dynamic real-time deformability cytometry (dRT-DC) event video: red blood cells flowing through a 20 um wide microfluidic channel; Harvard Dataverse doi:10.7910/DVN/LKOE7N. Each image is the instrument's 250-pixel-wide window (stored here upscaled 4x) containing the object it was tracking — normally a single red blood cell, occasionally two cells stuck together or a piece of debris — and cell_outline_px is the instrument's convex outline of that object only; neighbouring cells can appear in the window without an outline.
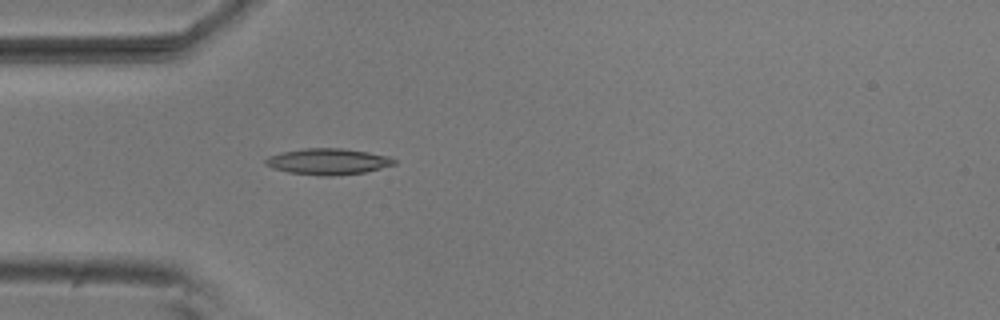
{"species": "common noctule bat (a hibernating species)", "species_latin": "Nyctalus noctula", "temperature_condition": "room temperature", "stored_images_in_passage": 5, "camera_frame_rate_fps": 3000, "um_per_image_px": 0.085, "animal": {"sex": "male", "body_mass_g": 20.5, "forearm_length_mm": 52.5}, "frame": {"image": 1, "passage_image": 5, "time_ms": 1.333, "image_size_px": [1000, 320], "cell_outline_px": [[396, 164], [364, 172], [332, 176], [320, 176], [288, 172], [272, 168], [264, 164], [264, 160], [268, 156], [280, 152], [304, 148], [340, 148], [368, 152], [388, 156], [396, 160]], "centroid_in_image_um": [27.83, 13.73], "position_along_channel_um": 57.2, "area_um2": 19.65}}